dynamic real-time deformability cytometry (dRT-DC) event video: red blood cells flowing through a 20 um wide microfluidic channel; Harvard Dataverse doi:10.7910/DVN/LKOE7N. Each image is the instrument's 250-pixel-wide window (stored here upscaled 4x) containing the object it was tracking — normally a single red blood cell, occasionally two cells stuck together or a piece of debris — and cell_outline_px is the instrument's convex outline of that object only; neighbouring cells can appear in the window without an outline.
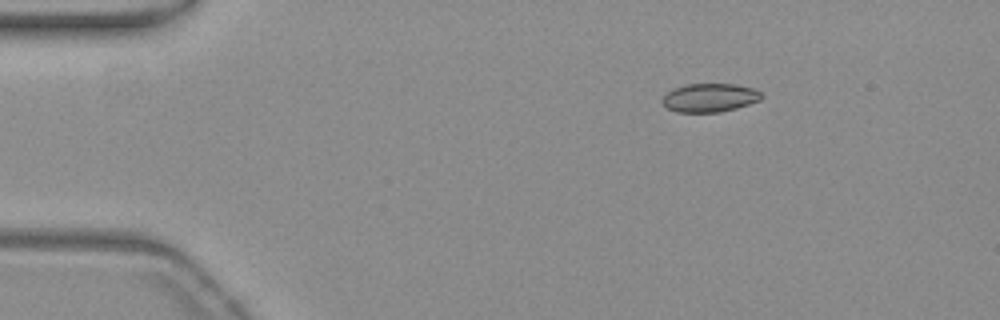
{"species": "common noctule bat (a hibernating species)", "species_latin": "Nyctalus noctula", "temperature_condition": "warm", "stored_images_in_passage": 35, "camera_frame_rate_fps": 3000, "um_per_image_px": 0.085, "animal": {"sex": "female", "body_mass_g": 19.3, "forearm_length_mm": 54.1}, "frame": {"image": 1, "passage_image": 2, "time_ms": 0.333, "image_size_px": [1000, 320], "cell_outline_px": [[764, 96], [760, 100], [736, 108], [720, 112], [676, 112], [668, 108], [660, 100], [672, 88], [684, 84], [736, 84], [756, 88]], "centroid_in_image_um": [60.34, 8.29], "position_along_channel_um": 24.7, "area_um2": 16.65}}
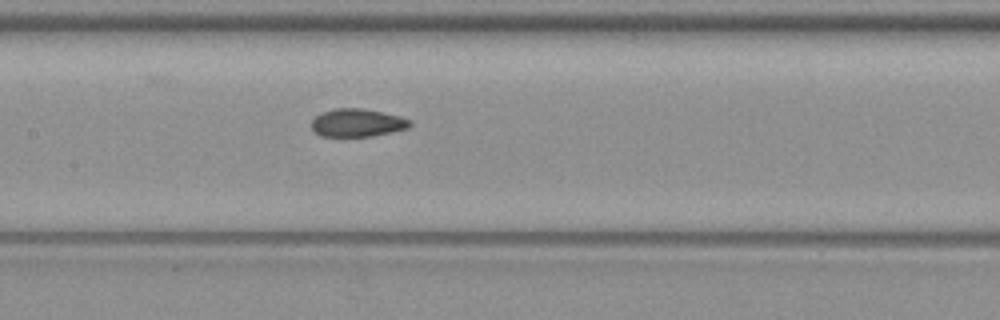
{"frame": {"image": 2, "passage_image": 20, "time_ms": 6.333, "image_size_px": [1000, 320], "cell_outline_px": [[412, 124], [408, 128], [392, 132], [372, 136], [320, 136], [312, 128], [312, 120], [316, 116], [324, 112], [336, 108], [360, 108], [384, 112], [400, 116], [412, 120]], "centroid_in_image_um": [30.41, 10.43], "position_along_channel_um": 177.0, "area_um2": 16.01}}
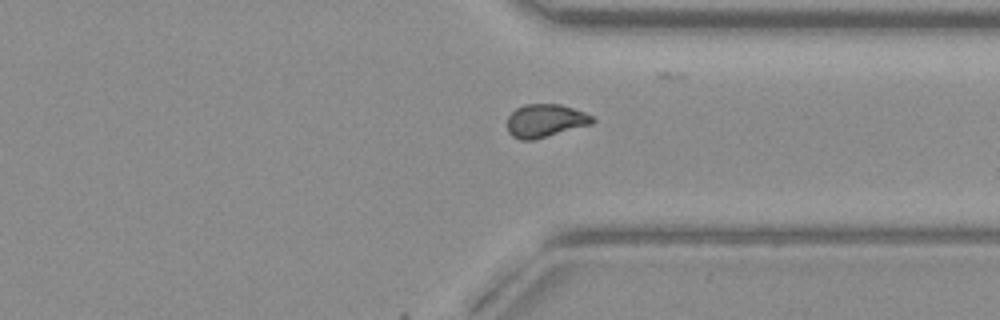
{"frame": {"image": 3, "passage_image": 35, "time_ms": 11.333, "image_size_px": [1000, 320], "cell_outline_px": [[596, 120], [592, 124], [532, 140], [520, 140], [512, 136], [508, 132], [508, 116], [516, 108], [524, 104], [560, 104], [584, 112], [592, 116]], "centroid_in_image_um": [46.34, 10.25], "position_along_channel_um": 365.1, "area_um2": 16.36}, "authors_computed_cell_mechanics": {"area_um2": 16.4152, "velocity_mm_per_s": 3.7647, "shape_relaxation_time_tau1_ms": null, "shape_relaxation_time_tau2_ms": 1.4244, "deformation_change_tau1": null, "deformation_change_tau2": 0.0627}}